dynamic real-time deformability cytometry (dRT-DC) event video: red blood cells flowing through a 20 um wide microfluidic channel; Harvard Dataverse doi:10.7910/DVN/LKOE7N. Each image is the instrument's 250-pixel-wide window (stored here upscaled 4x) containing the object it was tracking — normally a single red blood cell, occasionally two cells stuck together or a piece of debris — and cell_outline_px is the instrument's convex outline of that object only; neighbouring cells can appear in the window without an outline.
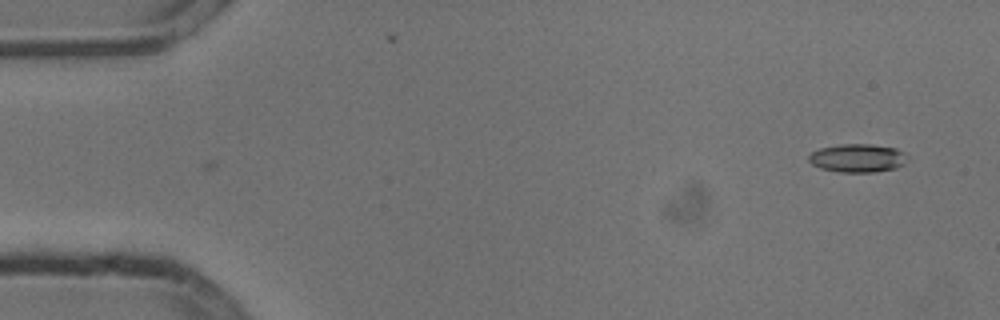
{"species": "common noctule bat (a hibernating species)", "species_latin": "Nyctalus noctula", "temperature_condition": "cold", "stored_images_in_passage": 4, "camera_frame_rate_fps": 3000, "um_per_image_px": 0.085, "animal": {"sex": "male", "body_mass_g": 13.3}, "frame": {"image": 1, "passage_image": 4, "time_ms": 1.0, "image_size_px": [1000, 320], "cell_outline_px": [[908, 156], [904, 164], [896, 168], [872, 172], [840, 172], [820, 168], [812, 164], [808, 160], [808, 156], [812, 152], [820, 148], [840, 144], [868, 144], [896, 148], [904, 152]], "centroid_in_image_um": [72.9, 13.43], "position_along_channel_um": 12.1, "area_um2": 16.3}}